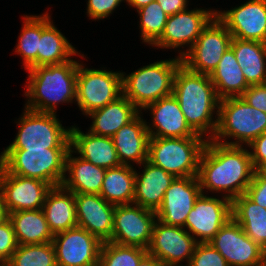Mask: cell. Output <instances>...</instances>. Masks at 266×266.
<instances>
[{"label": "cell", "instance_id": "6da1fadb", "mask_svg": "<svg viewBox=\"0 0 266 266\" xmlns=\"http://www.w3.org/2000/svg\"><path fill=\"white\" fill-rule=\"evenodd\" d=\"M244 146H231L207 140L202 152L197 178L201 192H225L231 201L246 193L255 169L249 150Z\"/></svg>", "mask_w": 266, "mask_h": 266}, {"label": "cell", "instance_id": "7a4b0ae2", "mask_svg": "<svg viewBox=\"0 0 266 266\" xmlns=\"http://www.w3.org/2000/svg\"><path fill=\"white\" fill-rule=\"evenodd\" d=\"M173 95L190 128L196 134L212 139L217 128L220 99L210 75L192 72L181 64L174 76Z\"/></svg>", "mask_w": 266, "mask_h": 266}, {"label": "cell", "instance_id": "3957f363", "mask_svg": "<svg viewBox=\"0 0 266 266\" xmlns=\"http://www.w3.org/2000/svg\"><path fill=\"white\" fill-rule=\"evenodd\" d=\"M79 62L75 59L54 65L28 69L26 109L56 114L59 103L76 101V77Z\"/></svg>", "mask_w": 266, "mask_h": 266}, {"label": "cell", "instance_id": "277c9868", "mask_svg": "<svg viewBox=\"0 0 266 266\" xmlns=\"http://www.w3.org/2000/svg\"><path fill=\"white\" fill-rule=\"evenodd\" d=\"M265 132L266 113L253 108L242 97L220 100L217 128L212 140L225 145L248 146ZM227 137L235 141H225Z\"/></svg>", "mask_w": 266, "mask_h": 266}, {"label": "cell", "instance_id": "5b68a950", "mask_svg": "<svg viewBox=\"0 0 266 266\" xmlns=\"http://www.w3.org/2000/svg\"><path fill=\"white\" fill-rule=\"evenodd\" d=\"M181 64V58L176 56L143 66L127 76L122 72V94L142 111L147 105L173 94L174 76Z\"/></svg>", "mask_w": 266, "mask_h": 266}, {"label": "cell", "instance_id": "8992f818", "mask_svg": "<svg viewBox=\"0 0 266 266\" xmlns=\"http://www.w3.org/2000/svg\"><path fill=\"white\" fill-rule=\"evenodd\" d=\"M204 137H150L147 161L175 178L197 176L208 139Z\"/></svg>", "mask_w": 266, "mask_h": 266}, {"label": "cell", "instance_id": "52a82bcc", "mask_svg": "<svg viewBox=\"0 0 266 266\" xmlns=\"http://www.w3.org/2000/svg\"><path fill=\"white\" fill-rule=\"evenodd\" d=\"M69 149L4 150L0 165L8 172L36 178L51 187L61 186L66 176V155Z\"/></svg>", "mask_w": 266, "mask_h": 266}, {"label": "cell", "instance_id": "ba28073f", "mask_svg": "<svg viewBox=\"0 0 266 266\" xmlns=\"http://www.w3.org/2000/svg\"><path fill=\"white\" fill-rule=\"evenodd\" d=\"M18 133L4 150L70 149V128H64L53 113L24 109Z\"/></svg>", "mask_w": 266, "mask_h": 266}, {"label": "cell", "instance_id": "9c48e42d", "mask_svg": "<svg viewBox=\"0 0 266 266\" xmlns=\"http://www.w3.org/2000/svg\"><path fill=\"white\" fill-rule=\"evenodd\" d=\"M122 95V72L88 69L78 64L76 103L84 115L102 108Z\"/></svg>", "mask_w": 266, "mask_h": 266}, {"label": "cell", "instance_id": "30bf717a", "mask_svg": "<svg viewBox=\"0 0 266 266\" xmlns=\"http://www.w3.org/2000/svg\"><path fill=\"white\" fill-rule=\"evenodd\" d=\"M232 38L225 25L215 16L181 57L182 64L192 72L210 75L230 47Z\"/></svg>", "mask_w": 266, "mask_h": 266}, {"label": "cell", "instance_id": "8fae6325", "mask_svg": "<svg viewBox=\"0 0 266 266\" xmlns=\"http://www.w3.org/2000/svg\"><path fill=\"white\" fill-rule=\"evenodd\" d=\"M156 220L153 210L135 204L116 205L110 241L147 250Z\"/></svg>", "mask_w": 266, "mask_h": 266}, {"label": "cell", "instance_id": "7c38bea8", "mask_svg": "<svg viewBox=\"0 0 266 266\" xmlns=\"http://www.w3.org/2000/svg\"><path fill=\"white\" fill-rule=\"evenodd\" d=\"M229 266H261L266 251L254 242L231 217L209 241Z\"/></svg>", "mask_w": 266, "mask_h": 266}, {"label": "cell", "instance_id": "4fadbf2b", "mask_svg": "<svg viewBox=\"0 0 266 266\" xmlns=\"http://www.w3.org/2000/svg\"><path fill=\"white\" fill-rule=\"evenodd\" d=\"M216 16L213 9L183 10L168 16L161 36L151 45L161 49L179 48L189 45L187 50L179 52L181 58L196 42L203 29Z\"/></svg>", "mask_w": 266, "mask_h": 266}, {"label": "cell", "instance_id": "5bb4252c", "mask_svg": "<svg viewBox=\"0 0 266 266\" xmlns=\"http://www.w3.org/2000/svg\"><path fill=\"white\" fill-rule=\"evenodd\" d=\"M195 238L183 227L166 225L156 220L147 253L156 257L164 266L188 265L197 245Z\"/></svg>", "mask_w": 266, "mask_h": 266}, {"label": "cell", "instance_id": "9a60e30c", "mask_svg": "<svg viewBox=\"0 0 266 266\" xmlns=\"http://www.w3.org/2000/svg\"><path fill=\"white\" fill-rule=\"evenodd\" d=\"M232 217L231 200L223 196L216 198L201 193L187 216L184 229L198 243L209 242L220 228Z\"/></svg>", "mask_w": 266, "mask_h": 266}, {"label": "cell", "instance_id": "2e32d148", "mask_svg": "<svg viewBox=\"0 0 266 266\" xmlns=\"http://www.w3.org/2000/svg\"><path fill=\"white\" fill-rule=\"evenodd\" d=\"M102 243L78 226L55 234L52 240L58 266H97Z\"/></svg>", "mask_w": 266, "mask_h": 266}, {"label": "cell", "instance_id": "e0dca14e", "mask_svg": "<svg viewBox=\"0 0 266 266\" xmlns=\"http://www.w3.org/2000/svg\"><path fill=\"white\" fill-rule=\"evenodd\" d=\"M51 188L42 180L8 173L0 165V196L7 214L42 209L46 194Z\"/></svg>", "mask_w": 266, "mask_h": 266}, {"label": "cell", "instance_id": "ac0fdd59", "mask_svg": "<svg viewBox=\"0 0 266 266\" xmlns=\"http://www.w3.org/2000/svg\"><path fill=\"white\" fill-rule=\"evenodd\" d=\"M216 17L233 38L266 43V0H249L223 12L216 10Z\"/></svg>", "mask_w": 266, "mask_h": 266}, {"label": "cell", "instance_id": "d6986e66", "mask_svg": "<svg viewBox=\"0 0 266 266\" xmlns=\"http://www.w3.org/2000/svg\"><path fill=\"white\" fill-rule=\"evenodd\" d=\"M201 193L197 176L175 178L156 211L157 220L166 225L184 227L187 216Z\"/></svg>", "mask_w": 266, "mask_h": 266}, {"label": "cell", "instance_id": "ffe728a7", "mask_svg": "<svg viewBox=\"0 0 266 266\" xmlns=\"http://www.w3.org/2000/svg\"><path fill=\"white\" fill-rule=\"evenodd\" d=\"M77 226L84 228L101 242L111 240L115 205L98 194H74Z\"/></svg>", "mask_w": 266, "mask_h": 266}, {"label": "cell", "instance_id": "44dd1931", "mask_svg": "<svg viewBox=\"0 0 266 266\" xmlns=\"http://www.w3.org/2000/svg\"><path fill=\"white\" fill-rule=\"evenodd\" d=\"M152 115V124H146L150 137H203L187 124L176 97L171 94L147 105L143 110Z\"/></svg>", "mask_w": 266, "mask_h": 266}, {"label": "cell", "instance_id": "7402d4cb", "mask_svg": "<svg viewBox=\"0 0 266 266\" xmlns=\"http://www.w3.org/2000/svg\"><path fill=\"white\" fill-rule=\"evenodd\" d=\"M141 117L139 113L112 136L121 165L132 166V162L141 165L147 161L150 135L148 122Z\"/></svg>", "mask_w": 266, "mask_h": 266}, {"label": "cell", "instance_id": "603a6c76", "mask_svg": "<svg viewBox=\"0 0 266 266\" xmlns=\"http://www.w3.org/2000/svg\"><path fill=\"white\" fill-rule=\"evenodd\" d=\"M70 148L84 160L106 169L120 166L112 137L83 133L78 127H70ZM76 150V151H75Z\"/></svg>", "mask_w": 266, "mask_h": 266}, {"label": "cell", "instance_id": "cb8c5ba5", "mask_svg": "<svg viewBox=\"0 0 266 266\" xmlns=\"http://www.w3.org/2000/svg\"><path fill=\"white\" fill-rule=\"evenodd\" d=\"M143 173L135 169V194L133 204L153 211L161 206L165 191L170 187L175 177L149 161H144Z\"/></svg>", "mask_w": 266, "mask_h": 266}, {"label": "cell", "instance_id": "d4e9b609", "mask_svg": "<svg viewBox=\"0 0 266 266\" xmlns=\"http://www.w3.org/2000/svg\"><path fill=\"white\" fill-rule=\"evenodd\" d=\"M71 148L66 155L65 172L62 186L74 194H98L102 188L106 168L96 166L81 157H74Z\"/></svg>", "mask_w": 266, "mask_h": 266}, {"label": "cell", "instance_id": "484cf974", "mask_svg": "<svg viewBox=\"0 0 266 266\" xmlns=\"http://www.w3.org/2000/svg\"><path fill=\"white\" fill-rule=\"evenodd\" d=\"M80 52L55 27L49 13L41 15V37L37 50V67L61 64L72 60Z\"/></svg>", "mask_w": 266, "mask_h": 266}, {"label": "cell", "instance_id": "4316f807", "mask_svg": "<svg viewBox=\"0 0 266 266\" xmlns=\"http://www.w3.org/2000/svg\"><path fill=\"white\" fill-rule=\"evenodd\" d=\"M142 112L123 94L106 106L91 111L86 116L93 122L88 130L92 134L112 137L121 127Z\"/></svg>", "mask_w": 266, "mask_h": 266}, {"label": "cell", "instance_id": "83f0119b", "mask_svg": "<svg viewBox=\"0 0 266 266\" xmlns=\"http://www.w3.org/2000/svg\"><path fill=\"white\" fill-rule=\"evenodd\" d=\"M42 210L53 235L77 226L74 193L62 185L48 191Z\"/></svg>", "mask_w": 266, "mask_h": 266}, {"label": "cell", "instance_id": "f1b7e54d", "mask_svg": "<svg viewBox=\"0 0 266 266\" xmlns=\"http://www.w3.org/2000/svg\"><path fill=\"white\" fill-rule=\"evenodd\" d=\"M210 79L220 100L241 97L250 86L231 47L227 49L217 67L211 72Z\"/></svg>", "mask_w": 266, "mask_h": 266}, {"label": "cell", "instance_id": "f546056e", "mask_svg": "<svg viewBox=\"0 0 266 266\" xmlns=\"http://www.w3.org/2000/svg\"><path fill=\"white\" fill-rule=\"evenodd\" d=\"M8 219L18 245L44 244L53 240L54 235L42 209L11 212Z\"/></svg>", "mask_w": 266, "mask_h": 266}, {"label": "cell", "instance_id": "4dcf8cb0", "mask_svg": "<svg viewBox=\"0 0 266 266\" xmlns=\"http://www.w3.org/2000/svg\"><path fill=\"white\" fill-rule=\"evenodd\" d=\"M230 47L249 85L266 83V43L232 38Z\"/></svg>", "mask_w": 266, "mask_h": 266}, {"label": "cell", "instance_id": "1f68e13d", "mask_svg": "<svg viewBox=\"0 0 266 266\" xmlns=\"http://www.w3.org/2000/svg\"><path fill=\"white\" fill-rule=\"evenodd\" d=\"M231 214L243 231L266 251V208L244 193L231 201Z\"/></svg>", "mask_w": 266, "mask_h": 266}, {"label": "cell", "instance_id": "d6a6232c", "mask_svg": "<svg viewBox=\"0 0 266 266\" xmlns=\"http://www.w3.org/2000/svg\"><path fill=\"white\" fill-rule=\"evenodd\" d=\"M135 194V168L120 165L106 169L100 196L112 205L133 204Z\"/></svg>", "mask_w": 266, "mask_h": 266}, {"label": "cell", "instance_id": "836d02e7", "mask_svg": "<svg viewBox=\"0 0 266 266\" xmlns=\"http://www.w3.org/2000/svg\"><path fill=\"white\" fill-rule=\"evenodd\" d=\"M23 26L20 32L15 52L21 55L24 69L37 67V50L41 37V15L23 16Z\"/></svg>", "mask_w": 266, "mask_h": 266}, {"label": "cell", "instance_id": "e575fe53", "mask_svg": "<svg viewBox=\"0 0 266 266\" xmlns=\"http://www.w3.org/2000/svg\"><path fill=\"white\" fill-rule=\"evenodd\" d=\"M8 263L12 266H58L52 242L18 245Z\"/></svg>", "mask_w": 266, "mask_h": 266}, {"label": "cell", "instance_id": "d590c367", "mask_svg": "<svg viewBox=\"0 0 266 266\" xmlns=\"http://www.w3.org/2000/svg\"><path fill=\"white\" fill-rule=\"evenodd\" d=\"M146 254L147 250L140 247L103 242L97 266H138Z\"/></svg>", "mask_w": 266, "mask_h": 266}, {"label": "cell", "instance_id": "8d00e7d4", "mask_svg": "<svg viewBox=\"0 0 266 266\" xmlns=\"http://www.w3.org/2000/svg\"><path fill=\"white\" fill-rule=\"evenodd\" d=\"M143 43L152 45L162 34L168 15L155 0L137 10Z\"/></svg>", "mask_w": 266, "mask_h": 266}, {"label": "cell", "instance_id": "74e56055", "mask_svg": "<svg viewBox=\"0 0 266 266\" xmlns=\"http://www.w3.org/2000/svg\"><path fill=\"white\" fill-rule=\"evenodd\" d=\"M187 266H229L225 258L209 242L197 243Z\"/></svg>", "mask_w": 266, "mask_h": 266}, {"label": "cell", "instance_id": "f35d334b", "mask_svg": "<svg viewBox=\"0 0 266 266\" xmlns=\"http://www.w3.org/2000/svg\"><path fill=\"white\" fill-rule=\"evenodd\" d=\"M17 246L12 223L7 218L0 224V262H8Z\"/></svg>", "mask_w": 266, "mask_h": 266}, {"label": "cell", "instance_id": "ab89813d", "mask_svg": "<svg viewBox=\"0 0 266 266\" xmlns=\"http://www.w3.org/2000/svg\"><path fill=\"white\" fill-rule=\"evenodd\" d=\"M124 0H88L87 15L93 20L110 16Z\"/></svg>", "mask_w": 266, "mask_h": 266}, {"label": "cell", "instance_id": "60d3db41", "mask_svg": "<svg viewBox=\"0 0 266 266\" xmlns=\"http://www.w3.org/2000/svg\"><path fill=\"white\" fill-rule=\"evenodd\" d=\"M241 97L253 108L266 113V83L250 85Z\"/></svg>", "mask_w": 266, "mask_h": 266}, {"label": "cell", "instance_id": "b9f144b4", "mask_svg": "<svg viewBox=\"0 0 266 266\" xmlns=\"http://www.w3.org/2000/svg\"><path fill=\"white\" fill-rule=\"evenodd\" d=\"M254 203L266 208V178L259 177L255 172L245 193Z\"/></svg>", "mask_w": 266, "mask_h": 266}, {"label": "cell", "instance_id": "7bdbcfd3", "mask_svg": "<svg viewBox=\"0 0 266 266\" xmlns=\"http://www.w3.org/2000/svg\"><path fill=\"white\" fill-rule=\"evenodd\" d=\"M248 147L252 150L249 153L255 169L260 163L266 161V132L255 138Z\"/></svg>", "mask_w": 266, "mask_h": 266}, {"label": "cell", "instance_id": "ee69618b", "mask_svg": "<svg viewBox=\"0 0 266 266\" xmlns=\"http://www.w3.org/2000/svg\"><path fill=\"white\" fill-rule=\"evenodd\" d=\"M163 11L168 15H174L178 12L186 10L188 7L187 2L188 0H156Z\"/></svg>", "mask_w": 266, "mask_h": 266}, {"label": "cell", "instance_id": "f6af8a7d", "mask_svg": "<svg viewBox=\"0 0 266 266\" xmlns=\"http://www.w3.org/2000/svg\"><path fill=\"white\" fill-rule=\"evenodd\" d=\"M138 266H164L156 257L147 253L139 262Z\"/></svg>", "mask_w": 266, "mask_h": 266}, {"label": "cell", "instance_id": "bcb514c9", "mask_svg": "<svg viewBox=\"0 0 266 266\" xmlns=\"http://www.w3.org/2000/svg\"><path fill=\"white\" fill-rule=\"evenodd\" d=\"M130 7L136 8V10L140 9L141 7H144L148 5L149 3L155 1V0H125Z\"/></svg>", "mask_w": 266, "mask_h": 266}, {"label": "cell", "instance_id": "7dc6e473", "mask_svg": "<svg viewBox=\"0 0 266 266\" xmlns=\"http://www.w3.org/2000/svg\"><path fill=\"white\" fill-rule=\"evenodd\" d=\"M255 173L261 178H266V161L263 163H260L255 168Z\"/></svg>", "mask_w": 266, "mask_h": 266}, {"label": "cell", "instance_id": "c3c4849f", "mask_svg": "<svg viewBox=\"0 0 266 266\" xmlns=\"http://www.w3.org/2000/svg\"><path fill=\"white\" fill-rule=\"evenodd\" d=\"M7 218H8V214L5 209V206L3 205L2 198L0 196V224L4 222Z\"/></svg>", "mask_w": 266, "mask_h": 266}, {"label": "cell", "instance_id": "681fc988", "mask_svg": "<svg viewBox=\"0 0 266 266\" xmlns=\"http://www.w3.org/2000/svg\"><path fill=\"white\" fill-rule=\"evenodd\" d=\"M0 266H12L8 262H0Z\"/></svg>", "mask_w": 266, "mask_h": 266}]
</instances>
